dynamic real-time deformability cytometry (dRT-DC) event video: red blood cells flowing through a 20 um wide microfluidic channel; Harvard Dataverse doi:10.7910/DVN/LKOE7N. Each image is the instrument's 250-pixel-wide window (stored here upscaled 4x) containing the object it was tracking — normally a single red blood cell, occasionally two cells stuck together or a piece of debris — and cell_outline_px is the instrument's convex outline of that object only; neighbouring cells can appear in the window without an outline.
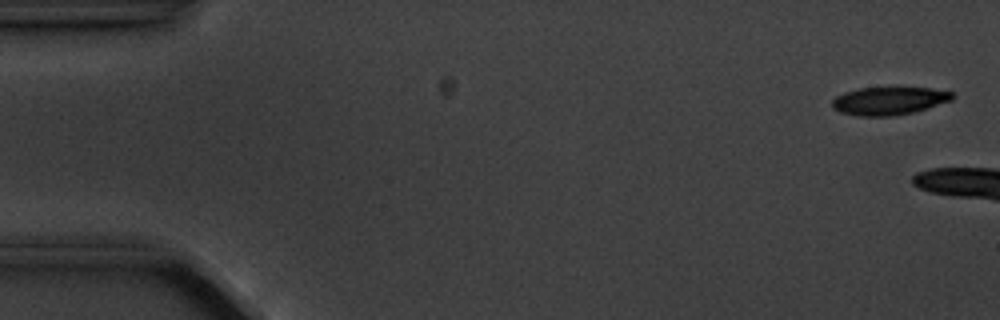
{"species": "common noctule bat (a hibernating species)", "species_latin": "Nyctalus noctula", "temperature_condition": "cold", "stored_images_in_passage": 3, "camera_frame_rate_fps": 3000, "um_per_image_px": 0.085, "animal": {"sex": "male", "body_mass_g": 20.1, "forearm_length_mm": 53.5}, "frame": {"image": 1, "passage_image": 1, "time_ms": 0.0, "image_size_px": [1000, 320], "cell_outline_px": [[956, 96], [952, 100], [912, 112], [892, 116], [860, 116], [840, 112], [832, 108], [832, 100], [836, 96], [844, 92], [860, 88], [892, 84], [932, 88], [952, 92]], "centroid_in_image_um": [75.57, 8.51], "position_along_channel_um": 9.4, "area_um2": 20.46}}